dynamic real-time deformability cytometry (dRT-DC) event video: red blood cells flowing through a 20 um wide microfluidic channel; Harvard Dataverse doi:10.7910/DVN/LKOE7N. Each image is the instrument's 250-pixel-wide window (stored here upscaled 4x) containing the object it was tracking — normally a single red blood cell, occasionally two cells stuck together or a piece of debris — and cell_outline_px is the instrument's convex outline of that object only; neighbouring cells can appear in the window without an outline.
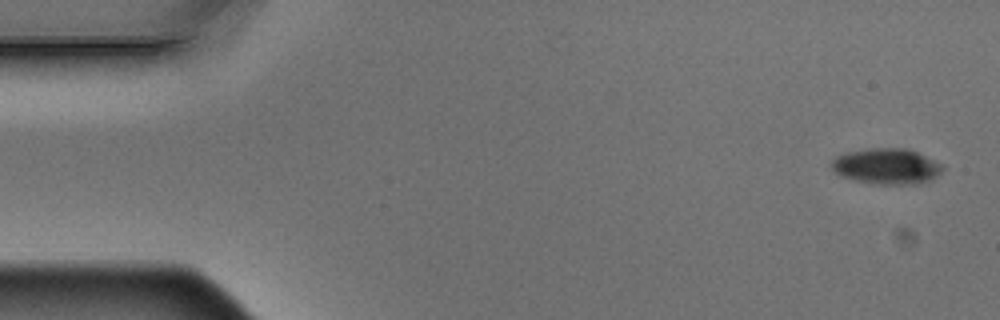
{"species": "Egyptian fruit bat (a non-hibernating species)", "species_latin": "Rousettus aegyptiacus", "temperature_condition": "warm", "stored_images_in_passage": 5, "segment_of_instrument_passage": [1, 2], "camera_frame_rate_fps": 3000, "um_per_image_px": 0.085, "animal": {"sex": "male"}, "frame": {"image": 1, "passage_image": 1, "time_ms": 0.0, "image_size_px": [1000, 320], "cell_outline_px": [[944, 168], [936, 176], [928, 180], [916, 184], [880, 184], [856, 180], [840, 176], [832, 168], [832, 160], [836, 156], [848, 152], [868, 148], [908, 148], [944, 164]], "centroid_in_image_um": [75.38, 14.12], "position_along_channel_um": 9.6, "area_um2": 23.0}}